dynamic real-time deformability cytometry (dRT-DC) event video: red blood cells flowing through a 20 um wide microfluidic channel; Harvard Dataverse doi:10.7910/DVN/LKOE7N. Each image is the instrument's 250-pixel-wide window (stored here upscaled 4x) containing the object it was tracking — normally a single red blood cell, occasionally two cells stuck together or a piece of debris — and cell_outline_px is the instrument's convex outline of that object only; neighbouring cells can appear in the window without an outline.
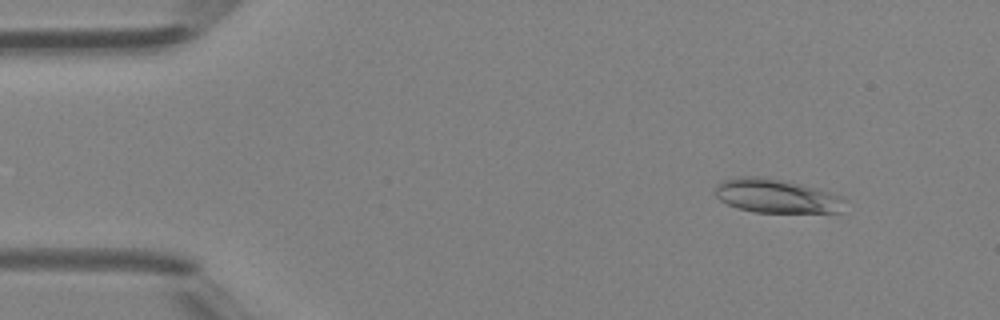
{"species": "Egyptian fruit bat (a non-hibernating species)", "species_latin": "Rousettus aegyptiacus", "temperature_condition": "room temperature", "stored_images_in_passage": 46, "camera_frame_rate_fps": 3000, "um_per_image_px": 0.085, "animal": {"sex": "female"}, "frame": {"image": 1, "passage_image": 5, "time_ms": 1.333, "image_size_px": [1000, 320], "cell_outline_px": [[848, 200], [840, 212], [756, 212], [740, 208], [728, 204], [720, 200], [716, 196], [716, 188], [724, 180], [740, 176], [768, 176], [788, 180], [816, 188], [840, 196]], "centroid_in_image_um": [66.03, 16.64], "position_along_channel_um": 19.0, "area_um2": 25.61}}
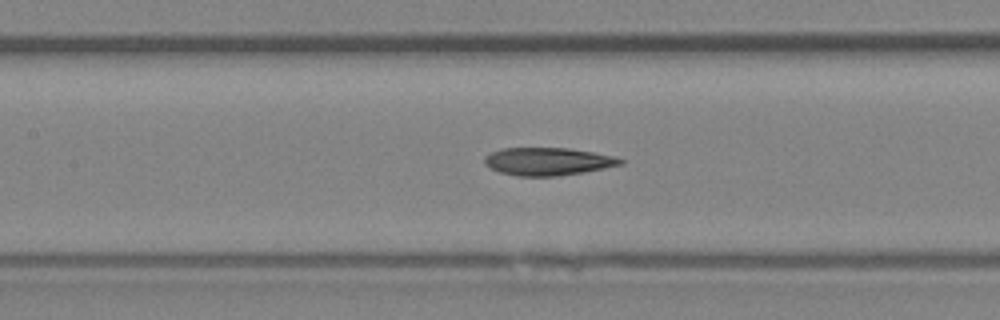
{"frame": {"image": 2, "passage_image": 21, "time_ms": 6.667, "image_size_px": [1000, 320], "cell_outline_px": [[624, 164], [584, 172], [556, 176], [516, 176], [500, 172], [484, 164], [484, 156], [492, 152], [504, 148], [568, 148], [616, 156], [624, 160]], "centroid_in_image_um": [46.58, 13.72], "position_along_channel_um": 160.8, "area_um2": 21.96}}
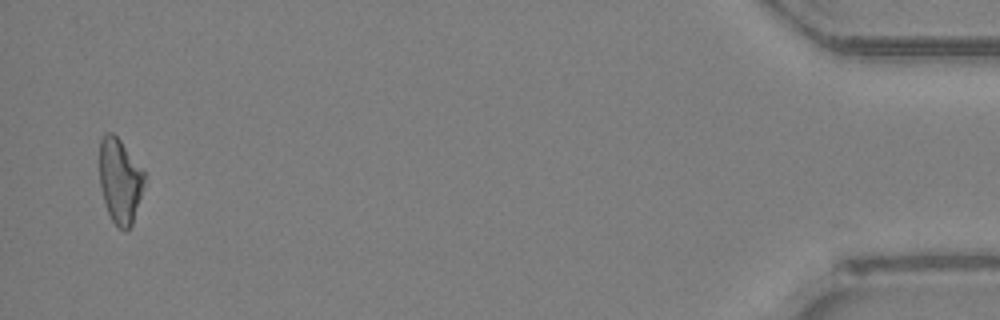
{"frame": {"image": 3, "passage_image": 45, "time_ms": 14.667, "image_size_px": [1000, 320], "cell_outline_px": [[144, 180], [140, 196], [132, 224], [124, 232], [112, 220], [108, 212], [100, 188], [100, 140], [104, 132], [112, 132], [120, 140], [144, 172]], "centroid_in_image_um": [10.16, 15.35], "position_along_channel_um": 425.0, "area_um2": 21.68}, "authors_computed_cell_mechanics": {"area_um2": 22.5709, "velocity_mm_per_s": 4.4166, "shape_relaxation_time_tau1_ms": 8.8087, "shape_relaxation_time_tau2_ms": 3.5168, "deformation_change_tau1": 0.2453, "deformation_change_tau2": 0.1361}}